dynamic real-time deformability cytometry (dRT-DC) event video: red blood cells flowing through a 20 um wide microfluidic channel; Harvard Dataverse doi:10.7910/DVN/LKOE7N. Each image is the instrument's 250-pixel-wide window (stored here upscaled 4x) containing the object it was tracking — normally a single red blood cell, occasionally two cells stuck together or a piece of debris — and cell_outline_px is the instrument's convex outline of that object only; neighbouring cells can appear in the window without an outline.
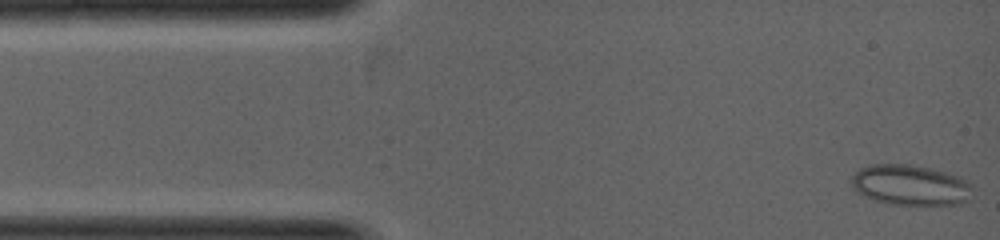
{"species": "common noctule bat (a hibernating species)", "species_latin": "Nyctalus noctula", "temperature_condition": "warm", "stored_images_in_passage": 5, "camera_frame_rate_fps": 5000, "um_per_image_px": 0.085, "animal": {"sex": "female", "body_mass_g": 19.0, "forearm_length_mm": 53.3}, "frame": {"image": 1, "passage_image": 1, "time_ms": 0.0, "image_size_px": [1000, 240], "cell_outline_px": [[972, 200], [960, 204], [888, 204], [872, 200], [864, 196], [852, 188], [852, 176], [860, 168], [872, 164], [908, 164], [932, 168], [960, 176], [968, 180], [972, 184]], "centroid_in_image_um": [77.43, 15.73], "position_along_channel_um": 7.6, "area_um2": 28.96}}